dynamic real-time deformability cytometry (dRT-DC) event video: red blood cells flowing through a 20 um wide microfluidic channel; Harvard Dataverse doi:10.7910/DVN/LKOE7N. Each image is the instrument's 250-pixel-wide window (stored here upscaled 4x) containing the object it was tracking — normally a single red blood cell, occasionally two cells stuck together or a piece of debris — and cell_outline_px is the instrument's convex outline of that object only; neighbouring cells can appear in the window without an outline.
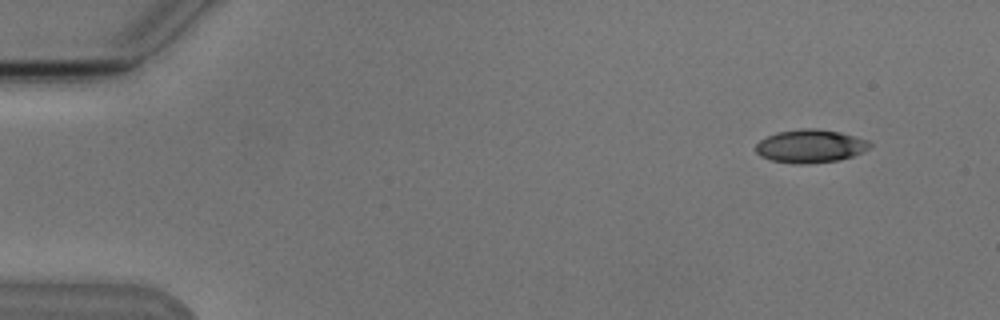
{"species": "Egyptian fruit bat (a non-hibernating species)", "species_latin": "Rousettus aegyptiacus", "temperature_condition": "cold", "stored_images_in_passage": 7, "camera_frame_rate_fps": 3000, "um_per_image_px": 0.085, "animal": {"sex": "male"}, "frame": {"image": 1, "passage_image": 1, "time_ms": 0.0, "image_size_px": [1000, 320], "cell_outline_px": [[872, 144], [868, 148], [852, 156], [840, 160], [808, 164], [796, 164], [772, 160], [760, 156], [756, 152], [756, 144], [760, 140], [776, 132], [800, 128], [816, 128], [840, 132], [868, 140]], "centroid_in_image_um": [68.86, 12.42], "position_along_channel_um": 16.1, "area_um2": 22.08}}
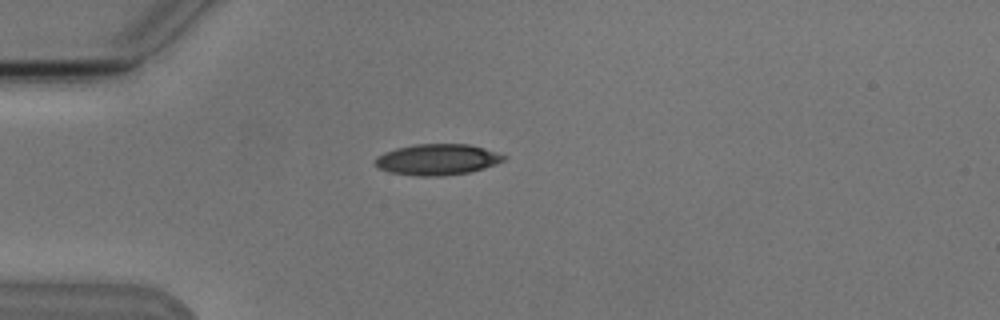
{"frame": {"image": 2, "passage_image": 4, "time_ms": 3.333, "image_size_px": [1000, 320], "cell_outline_px": [[508, 156], [504, 160], [496, 164], [484, 168], [468, 172], [440, 176], [420, 176], [392, 172], [380, 168], [372, 164], [372, 160], [376, 156], [384, 152], [396, 148], [416, 144], [468, 144], [484, 148]], "centroid_in_image_um": [37.15, 13.55], "position_along_channel_um": 47.9, "area_um2": 23.24}}
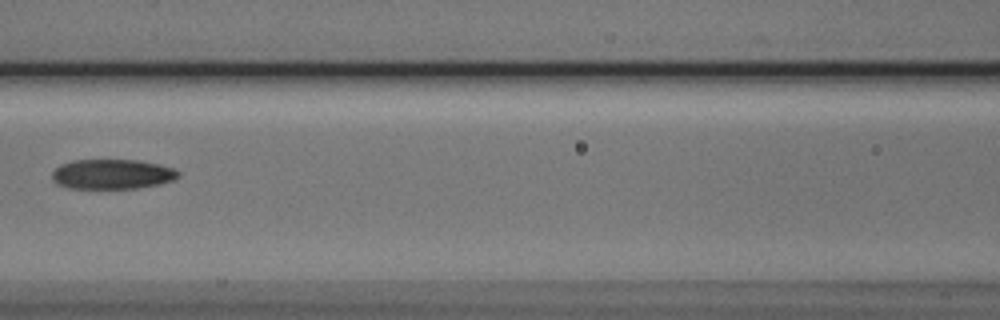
{"frame": {"image": 3, "passage_image": 7, "time_ms": 6.667, "image_size_px": [1000, 320], "cell_outline_px": [[180, 176], [176, 180], [160, 184], [136, 188], [68, 188], [56, 184], [52, 180], [52, 172], [60, 164], [72, 160], [136, 160], [160, 164], [172, 168], [180, 172]], "centroid_in_image_um": [9.54, 14.8], "position_along_channel_um": 157.1, "area_um2": 22.14}}